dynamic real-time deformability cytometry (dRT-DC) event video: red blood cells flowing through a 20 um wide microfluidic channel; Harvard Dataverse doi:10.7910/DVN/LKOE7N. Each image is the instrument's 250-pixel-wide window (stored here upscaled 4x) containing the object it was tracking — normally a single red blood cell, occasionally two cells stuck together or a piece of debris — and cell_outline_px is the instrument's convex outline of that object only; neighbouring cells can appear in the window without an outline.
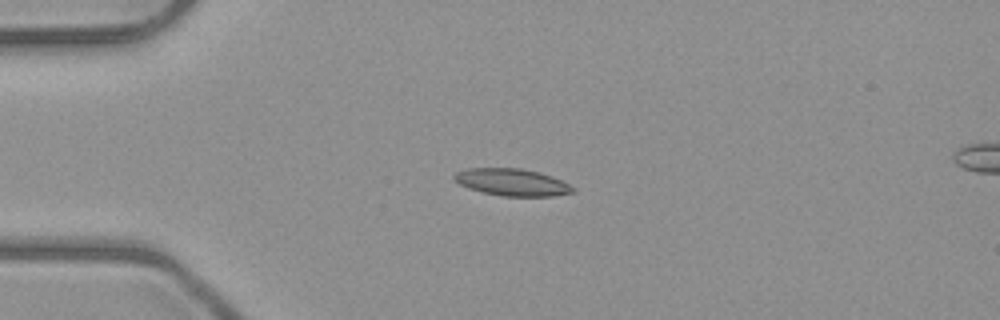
{"species": "common noctule bat (a hibernating species)", "species_latin": "Nyctalus noctula", "temperature_condition": "room temperature", "stored_images_in_passage": 5, "camera_frame_rate_fps": 3000, "um_per_image_px": 0.085, "animal": {"sex": "male", "body_mass_g": 23.1, "forearm_length_mm": 52.7}, "frame": {"image": 1, "passage_image": 3, "time_ms": 2.333, "image_size_px": [1000, 320], "cell_outline_px": [[576, 192], [552, 196], [504, 196], [484, 192], [468, 188], [452, 180], [452, 176], [456, 172], [468, 168], [520, 168], [540, 172], [552, 176], [576, 188]], "centroid_in_image_um": [43.52, 15.48], "position_along_channel_um": 41.5, "area_um2": 18.79}}